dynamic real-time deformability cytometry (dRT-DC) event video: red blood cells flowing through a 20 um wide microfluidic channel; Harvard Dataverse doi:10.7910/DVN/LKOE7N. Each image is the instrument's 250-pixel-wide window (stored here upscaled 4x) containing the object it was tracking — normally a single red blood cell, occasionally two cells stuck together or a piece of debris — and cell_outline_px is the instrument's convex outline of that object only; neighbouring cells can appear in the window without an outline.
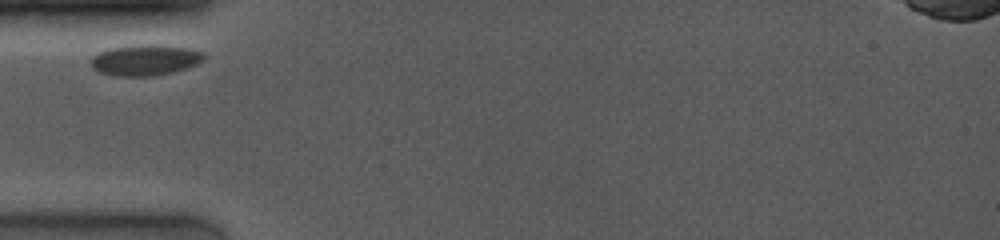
{"species": "common noctule bat (a hibernating species)", "species_latin": "Nyctalus noctula", "temperature_condition": "room temperature", "stored_images_in_passage": 22, "camera_frame_rate_fps": 4000, "um_per_image_px": 0.085, "animal": {"sex": "female", "body_mass_g": 19.0, "forearm_length_mm": 53.3}, "frame": {"image": 1, "passage_image": 1, "time_ms": 0.0, "image_size_px": [1000, 240], "cell_outline_px": [[204, 60], [196, 64], [172, 72], [152, 76], [116, 76], [100, 72], [92, 68], [88, 60], [92, 56], [108, 48], [132, 44], [160, 44], [192, 48], [204, 52]], "centroid_in_image_um": [12.31, 5.08], "position_along_channel_um": 72.7, "area_um2": 20.75}}
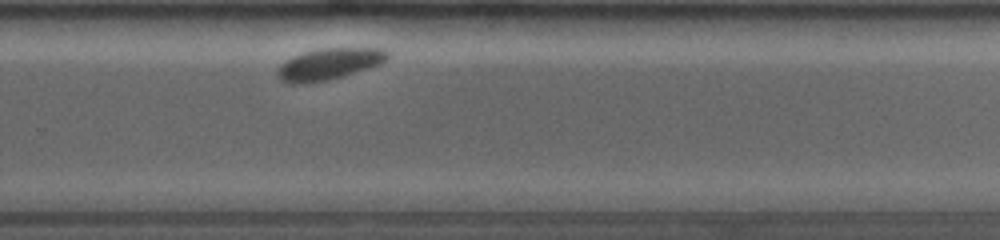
{"frame": {"image": 2, "passage_image": 16, "time_ms": 6.5, "image_size_px": [1000, 240], "cell_outline_px": [[392, 56], [388, 60], [380, 64], [344, 76], [328, 80], [300, 84], [288, 84], [280, 80], [276, 76], [276, 68], [280, 64], [292, 56], [304, 52], [320, 48], [388, 48], [392, 52]], "centroid_in_image_um": [28.0, 5.43], "position_along_channel_um": 301.8, "area_um2": 20.75}}
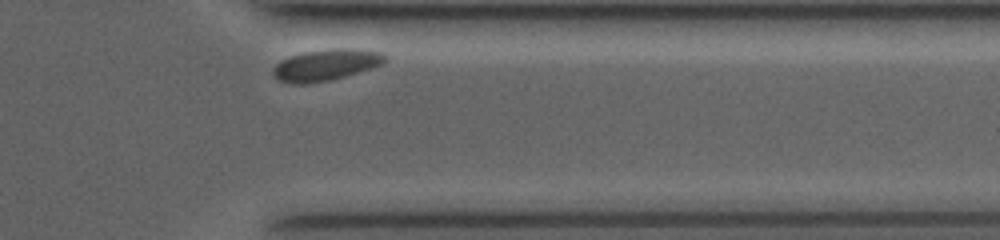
{"frame": {"image": 3, "passage_image": 21, "time_ms": 8.75, "image_size_px": [1000, 240], "cell_outline_px": [[388, 60], [384, 64], [372, 68], [332, 80], [304, 84], [296, 84], [276, 80], [272, 76], [272, 68], [276, 64], [288, 56], [304, 52], [332, 48], [356, 48], [380, 52], [388, 56]], "centroid_in_image_um": [27.71, 5.51], "position_along_channel_um": 383.7, "area_um2": 20.87}}